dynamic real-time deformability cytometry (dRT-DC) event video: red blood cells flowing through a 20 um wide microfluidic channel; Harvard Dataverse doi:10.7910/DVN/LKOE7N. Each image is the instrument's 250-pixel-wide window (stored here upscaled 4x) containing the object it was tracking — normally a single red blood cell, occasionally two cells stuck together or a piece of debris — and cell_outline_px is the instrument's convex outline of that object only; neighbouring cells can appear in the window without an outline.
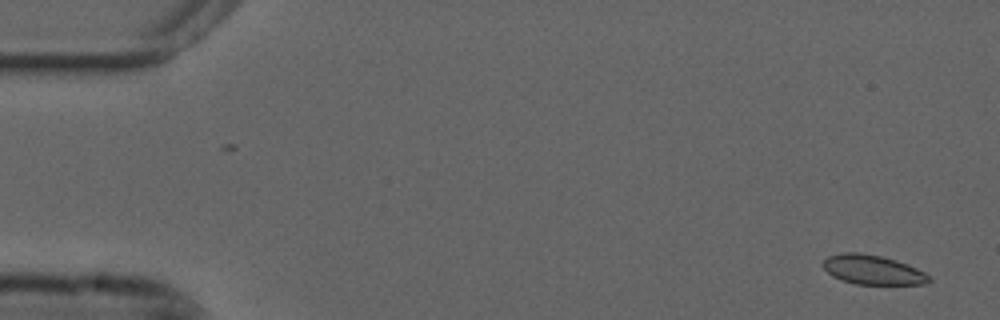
{"species": "common noctule bat (a hibernating species)", "species_latin": "Nyctalus noctula", "temperature_condition": "cold", "stored_images_in_passage": 17, "camera_frame_rate_fps": 3000, "um_per_image_px": 0.085, "animal": {"sex": "male", "forearm_length_mm": 52.5}, "frame": {"image": 1, "passage_image": 3, "time_ms": 0.667, "image_size_px": [1000, 320], "cell_outline_px": [[932, 280], [924, 284], [856, 284], [840, 280], [832, 276], [824, 268], [824, 260], [828, 256], [840, 252], [860, 252], [880, 256], [896, 260], [916, 268], [924, 272]], "centroid_in_image_um": [74.15, 22.93], "position_along_channel_um": 10.8, "area_um2": 18.09}}
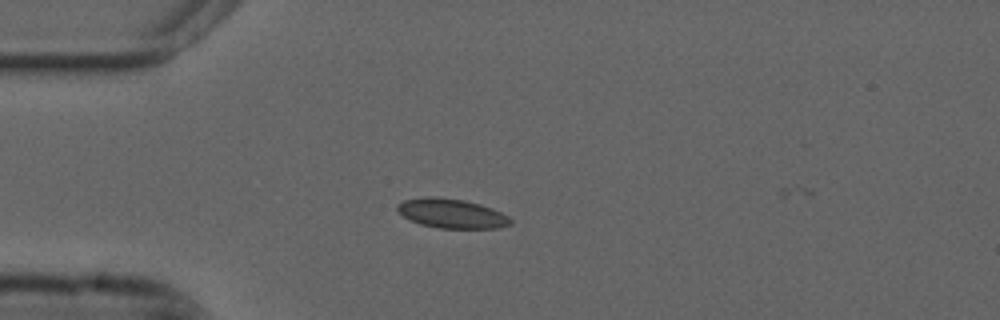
{"frame": {"image": 2, "passage_image": 15, "time_ms": 4.667, "image_size_px": [1000, 320], "cell_outline_px": [[512, 224], [500, 228], [440, 228], [420, 224], [408, 220], [396, 208], [396, 204], [404, 200], [428, 196], [436, 196], [464, 200], [480, 204], [492, 208], [508, 216], [512, 220]], "centroid_in_image_um": [38.39, 18.14], "position_along_channel_um": 46.6, "area_um2": 19.48}}